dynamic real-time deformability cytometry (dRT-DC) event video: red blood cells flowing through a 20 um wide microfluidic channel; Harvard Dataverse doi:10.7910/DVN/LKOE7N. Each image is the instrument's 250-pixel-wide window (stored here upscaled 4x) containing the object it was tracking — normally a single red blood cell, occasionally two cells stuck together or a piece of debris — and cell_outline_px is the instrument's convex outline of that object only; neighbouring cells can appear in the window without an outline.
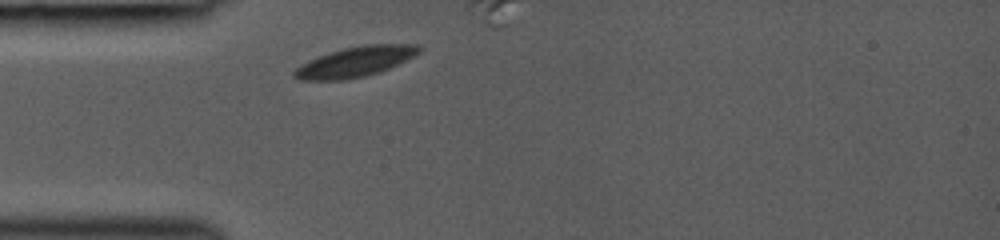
{"species": "common noctule bat (a hibernating species)", "species_latin": "Nyctalus noctula", "temperature_condition": "room temperature", "stored_images_in_passage": 22, "camera_frame_rate_fps": 3000, "um_per_image_px": 0.085, "animal": {"sex": "female", "body_mass_g": 19.0, "forearm_length_mm": 53.3}, "frame": {"image": 1, "passage_image": 1, "time_ms": 0.0, "image_size_px": [1000, 240], "cell_outline_px": [[424, 48], [420, 52], [380, 72], [348, 80], [296, 80], [292, 76], [292, 72], [296, 68], [308, 60], [344, 48], [364, 44], [424, 44]], "centroid_in_image_um": [30.2, 5.25], "position_along_channel_um": 54.8, "area_um2": 21.91}}
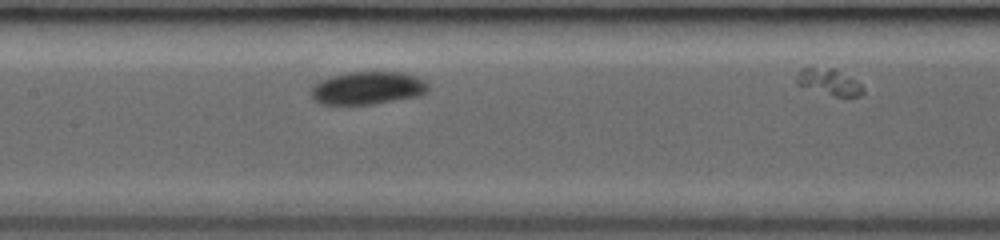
{"frame": {"image": 2, "passage_image": 10, "time_ms": 3.0, "image_size_px": [1000, 240], "cell_outline_px": [[428, 92], [420, 96], [372, 104], [320, 104], [312, 100], [312, 88], [320, 80], [332, 76], [352, 72], [400, 72], [424, 80], [428, 84]], "centroid_in_image_um": [31.26, 7.49], "position_along_channel_um": 176.1, "area_um2": 22.25}}
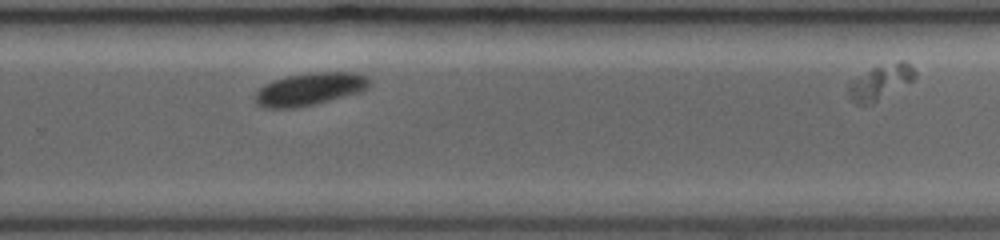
{"frame": {"image": 3, "passage_image": 19, "time_ms": 6.0, "image_size_px": [1000, 240], "cell_outline_px": [[372, 80], [368, 88], [360, 92], [296, 108], [264, 108], [256, 104], [256, 92], [264, 84], [272, 80], [288, 76], [308, 72], [356, 72], [368, 76]], "centroid_in_image_um": [26.35, 7.55], "position_along_channel_um": 303.5, "area_um2": 21.79}}